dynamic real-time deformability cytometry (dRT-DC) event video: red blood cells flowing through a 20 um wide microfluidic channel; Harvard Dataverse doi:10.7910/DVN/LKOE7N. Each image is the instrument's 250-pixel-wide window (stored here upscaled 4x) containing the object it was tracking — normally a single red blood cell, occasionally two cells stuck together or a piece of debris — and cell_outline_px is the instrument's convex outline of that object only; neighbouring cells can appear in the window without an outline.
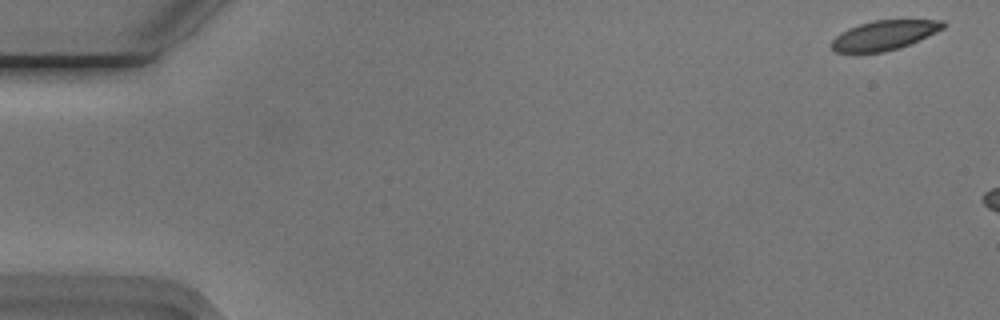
{"species": "Egyptian fruit bat (a non-hibernating species)", "species_latin": "Rousettus aegyptiacus", "temperature_condition": "cold", "stored_images_in_passage": 7, "camera_frame_rate_fps": 3000, "um_per_image_px": 0.085, "animal": {"sex": "male"}, "frame": {"image": 1, "passage_image": 2, "time_ms": 0.333, "image_size_px": [1000, 320], "cell_outline_px": [[948, 24], [944, 28], [928, 36], [900, 48], [884, 52], [836, 52], [832, 48], [832, 40], [840, 32], [848, 28], [872, 20], [944, 20]], "centroid_in_image_um": [75.19, 2.98], "position_along_channel_um": 9.8, "area_um2": 19.19}}